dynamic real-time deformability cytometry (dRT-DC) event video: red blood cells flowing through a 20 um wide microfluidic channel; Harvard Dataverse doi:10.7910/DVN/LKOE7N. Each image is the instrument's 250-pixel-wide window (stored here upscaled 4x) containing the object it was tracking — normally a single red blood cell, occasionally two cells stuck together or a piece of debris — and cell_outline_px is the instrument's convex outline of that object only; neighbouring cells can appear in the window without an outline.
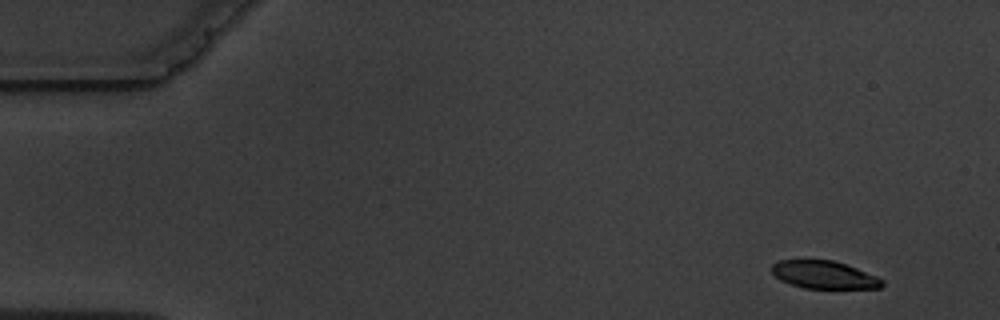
{"species": "common noctule bat (a hibernating species)", "species_latin": "Nyctalus noctula", "temperature_condition": "warm", "stored_images_in_passage": 10, "camera_frame_rate_fps": 3000, "um_per_image_px": 0.085, "animal": {"sex": "male", "body_mass_g": 19.5, "forearm_length_mm": 54.6}, "frame": {"image": 1, "passage_image": 1, "time_ms": 0.0, "image_size_px": [1000, 320], "cell_outline_px": [[884, 284], [880, 288], [804, 288], [780, 280], [772, 272], [772, 264], [780, 260], [832, 260], [856, 268], [876, 276], [884, 280]], "centroid_in_image_um": [70.05, 23.36], "position_along_channel_um": 15.0, "area_um2": 17.63}}
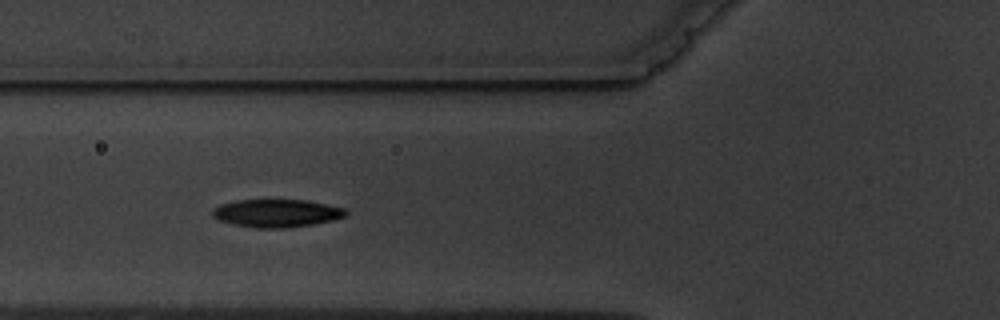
{"frame": {"image": 2, "passage_image": 6, "time_ms": 5.667, "image_size_px": [1000, 320], "cell_outline_px": [[348, 212], [344, 216], [332, 220], [312, 224], [288, 228], [256, 228], [232, 224], [216, 220], [212, 216], [212, 208], [220, 204], [236, 200], [308, 200], [344, 208]], "centroid_in_image_um": [23.45, 18.12], "position_along_channel_um": 102.3, "area_um2": 21.79}}
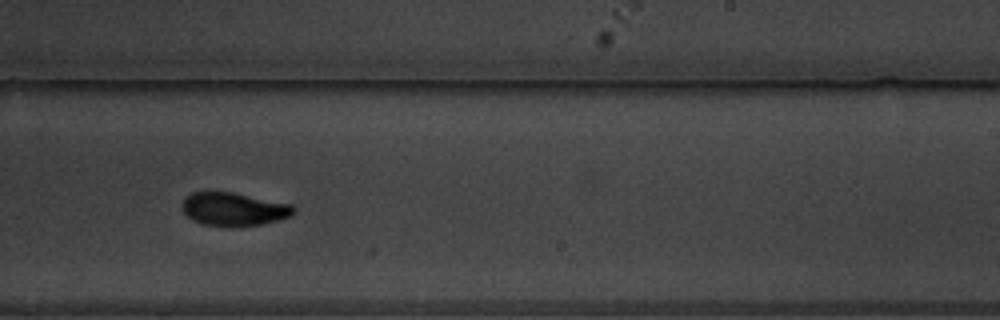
{"frame": {"image": 3, "passage_image": 10, "time_ms": 10.333, "image_size_px": [1000, 320], "cell_outline_px": [[296, 212], [288, 216], [264, 224], [232, 228], [228, 228], [200, 224], [192, 220], [180, 208], [180, 204], [184, 196], [192, 192], [232, 192], [292, 204], [296, 208]], "centroid_in_image_um": [19.82, 17.8], "position_along_channel_um": 269.2, "area_um2": 22.2}}